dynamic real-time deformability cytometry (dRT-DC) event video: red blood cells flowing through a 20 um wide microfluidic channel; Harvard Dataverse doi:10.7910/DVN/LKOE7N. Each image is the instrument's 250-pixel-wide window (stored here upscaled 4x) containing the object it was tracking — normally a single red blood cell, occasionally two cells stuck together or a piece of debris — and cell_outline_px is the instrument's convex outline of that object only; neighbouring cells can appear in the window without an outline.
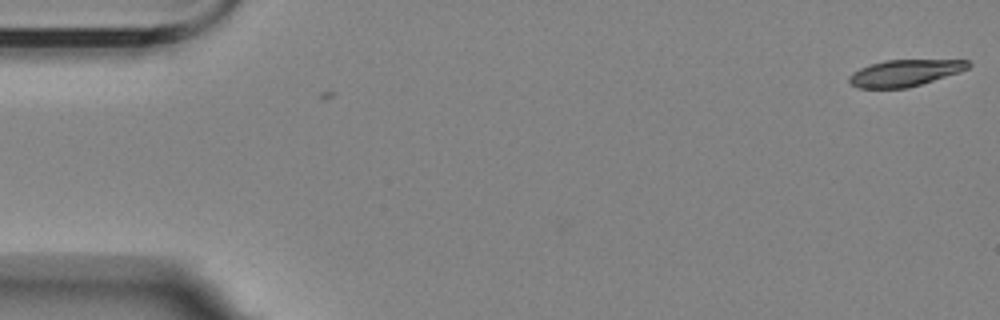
{"species": "Egyptian fruit bat (a non-hibernating species)", "species_latin": "Rousettus aegyptiacus", "temperature_condition": "room temperature", "stored_images_in_passage": 3, "camera_frame_rate_fps": 3000, "um_per_image_px": 0.085, "animal": {"sex": "female"}, "frame": {"image": 1, "passage_image": 1, "time_ms": 0.0, "image_size_px": [1000, 320], "cell_outline_px": [[972, 64], [968, 68], [960, 72], [908, 88], [856, 88], [848, 80], [848, 76], [852, 72], [860, 68], [872, 64], [888, 60], [968, 60]], "centroid_in_image_um": [76.91, 6.2], "position_along_channel_um": 8.1, "area_um2": 18.38}}